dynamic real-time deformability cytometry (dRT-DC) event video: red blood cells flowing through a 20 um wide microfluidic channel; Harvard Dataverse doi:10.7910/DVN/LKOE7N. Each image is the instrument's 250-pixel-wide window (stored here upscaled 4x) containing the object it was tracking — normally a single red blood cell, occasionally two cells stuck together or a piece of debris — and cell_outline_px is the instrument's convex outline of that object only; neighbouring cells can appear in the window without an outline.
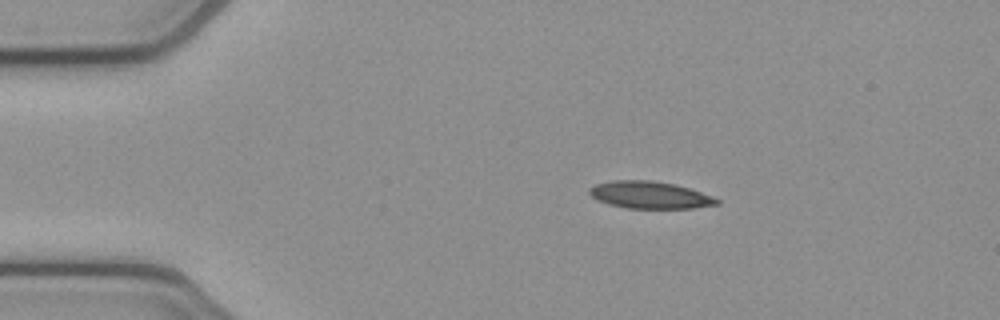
{"species": "common noctule bat (a hibernating species)", "species_latin": "Nyctalus noctula", "temperature_condition": "cold", "stored_images_in_passage": 5, "camera_frame_rate_fps": 3000, "um_per_image_px": 0.085, "animal": {"sex": "female", "body_mass_g": 21.9}, "frame": {"image": 1, "passage_image": 2, "time_ms": 0.333, "image_size_px": [1000, 320], "cell_outline_px": [[720, 204], [696, 208], [624, 208], [608, 204], [596, 200], [588, 192], [588, 188], [596, 184], [612, 180], [652, 180], [672, 184], [688, 188], [712, 196], [720, 200]], "centroid_in_image_um": [55.21, 16.58], "position_along_channel_um": 29.8, "area_um2": 20.23}}
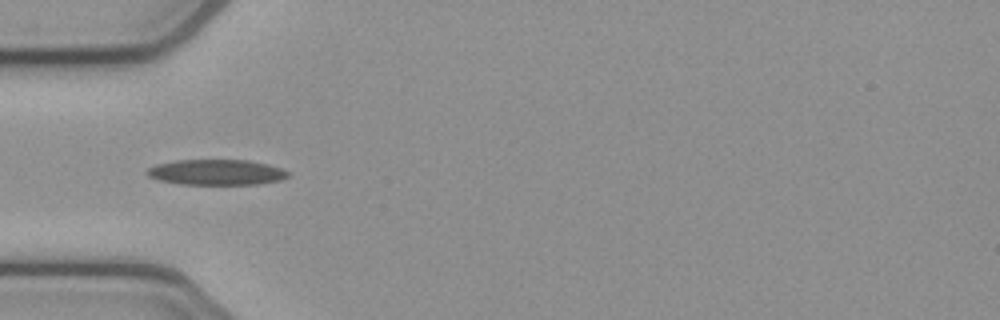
{"frame": {"image": 2, "passage_image": 4, "time_ms": 1.0, "image_size_px": [1000, 320], "cell_outline_px": [[292, 172], [288, 176], [280, 180], [256, 184], [180, 184], [156, 180], [148, 176], [144, 172], [148, 168], [156, 164], [176, 160], [248, 160], [268, 164]], "centroid_in_image_um": [18.36, 14.64], "position_along_channel_um": 66.6, "area_um2": 21.1}}
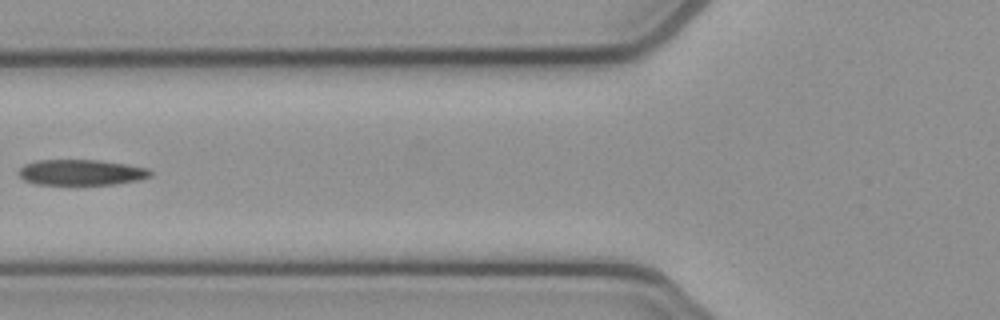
{"frame": {"image": 3, "passage_image": 5, "time_ms": 1.333, "image_size_px": [1000, 320], "cell_outline_px": [[152, 176], [140, 180], [116, 184], [36, 184], [24, 180], [16, 172], [24, 164], [36, 160], [100, 160], [128, 164], [148, 168], [152, 172]], "centroid_in_image_um": [6.92, 14.64], "position_along_channel_um": 118.9, "area_um2": 19.88}}